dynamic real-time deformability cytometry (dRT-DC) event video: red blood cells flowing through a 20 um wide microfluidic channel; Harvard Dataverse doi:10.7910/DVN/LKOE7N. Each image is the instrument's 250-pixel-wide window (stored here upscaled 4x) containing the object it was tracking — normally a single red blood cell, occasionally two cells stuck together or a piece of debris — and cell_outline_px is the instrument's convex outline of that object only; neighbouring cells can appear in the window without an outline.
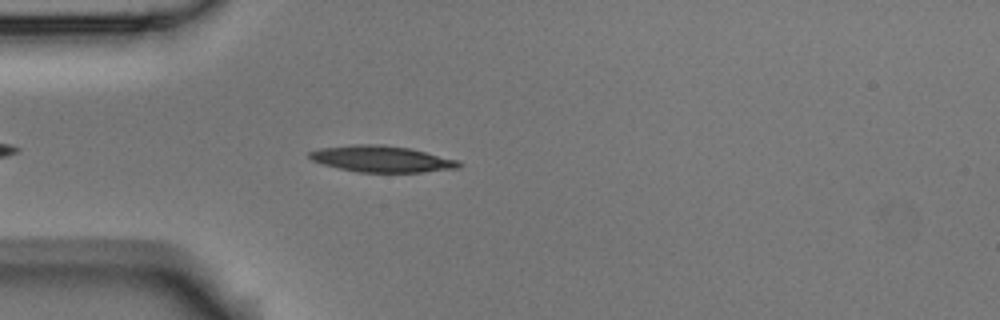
{"species": "Egyptian fruit bat (a non-hibernating species)", "species_latin": "Rousettus aegyptiacus", "temperature_condition": "room temperature", "stored_images_in_passage": 43, "camera_frame_rate_fps": 3000, "um_per_image_px": 0.085, "animal": {"sex": "male"}, "frame": {"image": 1, "passage_image": 5, "time_ms": 1.333, "image_size_px": [1000, 320], "cell_outline_px": [[464, 164], [460, 168], [424, 172], [356, 172], [324, 164], [312, 160], [308, 156], [308, 152], [320, 148], [356, 144], [380, 144], [408, 148], [460, 160]], "centroid_in_image_um": [32.49, 13.51], "position_along_channel_um": 52.5, "area_um2": 22.95}}
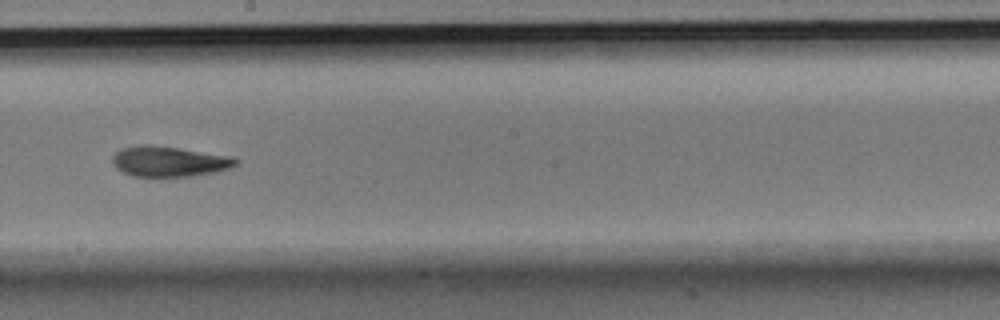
{"frame": {"image": 2, "passage_image": 20, "time_ms": 6.333, "image_size_px": [1000, 320], "cell_outline_px": [[240, 160], [236, 164], [228, 168], [216, 172], [192, 176], [132, 176], [116, 168], [112, 164], [112, 156], [120, 148], [140, 144], [144, 144], [176, 148], [232, 156]], "centroid_in_image_um": [14.35, 13.72], "position_along_channel_um": 233.9, "area_um2": 21.73}}
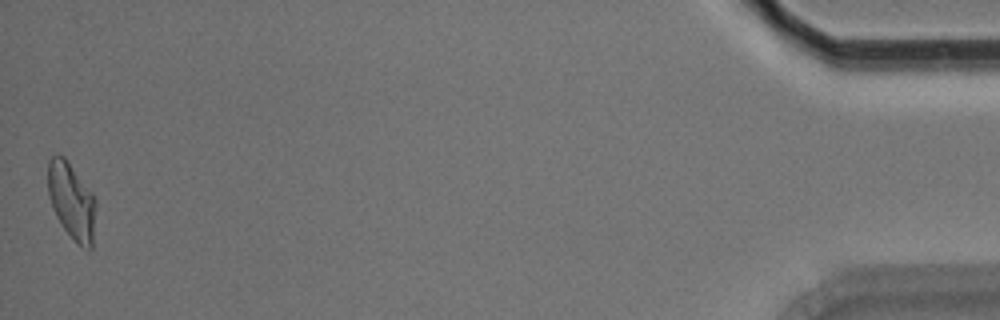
{"frame": {"image": 3, "passage_image": 43, "time_ms": 14.0, "image_size_px": [1000, 320], "cell_outline_px": [[96, 204], [92, 248], [88, 252], [80, 248], [64, 228], [56, 216], [52, 208], [48, 196], [48, 160], [56, 152], [64, 156], [92, 192], [96, 200]], "centroid_in_image_um": [6.09, 17.1], "position_along_channel_um": 429.1, "area_um2": 21.73}, "authors_computed_cell_mechanics": {"area_um2": 21.7328, "velocity_mm_per_s": 3.7788, "shape_relaxation_time_tau1_ms": 6.6416, "shape_relaxation_time_tau2_ms": 2.5267, "deformation_change_tau1": 0.1814, "deformation_change_tau2": 0.1014}}